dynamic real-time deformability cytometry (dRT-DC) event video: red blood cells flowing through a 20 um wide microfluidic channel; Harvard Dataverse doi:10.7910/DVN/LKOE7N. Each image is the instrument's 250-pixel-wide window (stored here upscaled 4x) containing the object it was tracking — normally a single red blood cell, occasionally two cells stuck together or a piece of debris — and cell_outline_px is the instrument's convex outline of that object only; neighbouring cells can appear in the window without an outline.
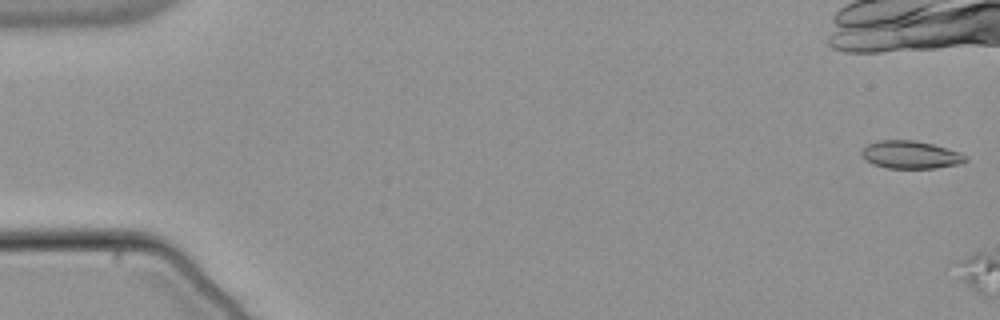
{"species": "common noctule bat (a hibernating species)", "species_latin": "Nyctalus noctula", "temperature_condition": "warm", "stored_images_in_passage": 3, "camera_frame_rate_fps": 3000, "um_per_image_px": 0.085, "animal": {"sex": "male", "body_mass_g": 21.5, "forearm_length_mm": 52.0}, "frame": {"image": 1, "passage_image": 1, "time_ms": 0.0, "image_size_px": [1000, 320], "cell_outline_px": [[968, 160], [960, 164], [936, 168], [888, 168], [872, 164], [864, 160], [860, 156], [860, 148], [876, 140], [916, 140], [932, 144], [960, 152], [968, 156]], "centroid_in_image_um": [77.36, 13.15], "position_along_channel_um": 7.6, "area_um2": 17.17}}